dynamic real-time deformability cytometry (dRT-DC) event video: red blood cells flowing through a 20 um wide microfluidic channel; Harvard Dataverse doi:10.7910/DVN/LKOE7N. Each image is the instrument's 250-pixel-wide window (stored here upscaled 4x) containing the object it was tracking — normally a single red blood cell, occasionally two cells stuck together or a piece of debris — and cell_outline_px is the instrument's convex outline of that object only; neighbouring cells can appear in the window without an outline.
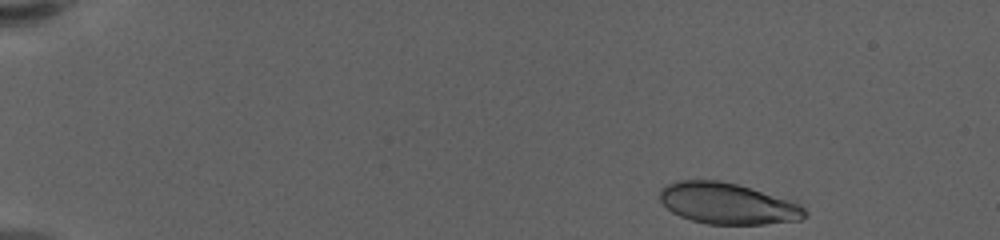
{"species": "human", "species_latin": "Homo sapiens", "temperature_condition": "warm", "stored_images_in_passage": 52, "camera_frame_rate_fps": 3000, "um_per_image_px": 0.085, "donor": {"sex": "female"}, "frame": {"image": 1, "passage_image": 1, "time_ms": 0.0, "image_size_px": [1000, 240], "cell_outline_px": [[808, 216], [800, 220], [764, 224], [708, 224], [692, 220], [680, 216], [672, 212], [660, 200], [660, 188], [676, 180], [716, 180], [736, 184], [800, 204], [808, 212]], "centroid_in_image_um": [61.83, 17.31], "position_along_channel_um": 23.2, "area_um2": 34.45}}
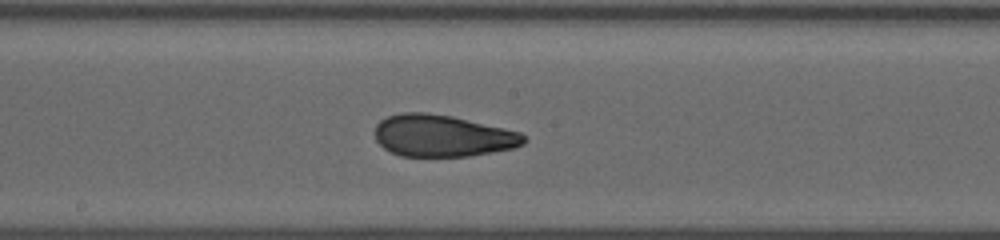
{"frame": {"image": 2, "passage_image": 27, "time_ms": 8.667, "image_size_px": [1000, 240], "cell_outline_px": [[528, 140], [524, 144], [512, 148], [492, 152], [468, 156], [400, 156], [384, 148], [376, 140], [376, 124], [380, 120], [388, 116], [400, 112], [424, 112], [452, 116], [504, 128], [520, 132]], "centroid_in_image_um": [37.61, 11.53], "position_along_channel_um": 210.6, "area_um2": 36.24}}
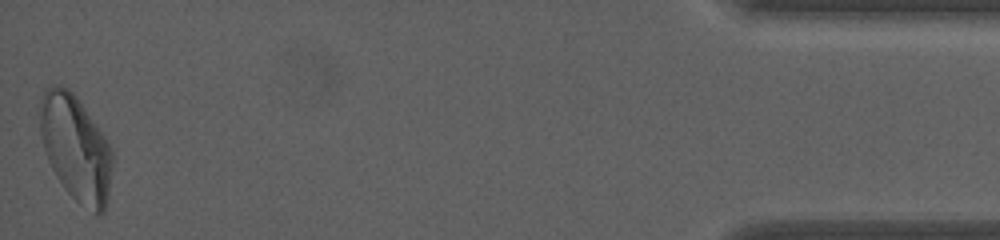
{"frame": {"image": 3, "passage_image": 52, "time_ms": 17.0, "image_size_px": [1000, 240], "cell_outline_px": [[112, 164], [108, 196], [104, 212], [100, 216], [96, 216], [80, 204], [64, 188], [56, 176], [48, 160], [40, 136], [36, 112], [44, 88], [52, 84], [60, 84], [68, 88], [76, 96], [108, 140], [112, 148]], "centroid_in_image_um": [6.4, 12.55], "position_along_channel_um": 428.8, "area_um2": 45.49}, "authors_computed_cell_mechanics": {"area_um2": 36.2117, "velocity_mm_per_s": 3.5682, "shape_relaxation_time_tau1_ms": null, "shape_relaxation_time_tau2_ms": 1.2657, "deformation_change_tau1": null, "deformation_change_tau2": 0.0698}}